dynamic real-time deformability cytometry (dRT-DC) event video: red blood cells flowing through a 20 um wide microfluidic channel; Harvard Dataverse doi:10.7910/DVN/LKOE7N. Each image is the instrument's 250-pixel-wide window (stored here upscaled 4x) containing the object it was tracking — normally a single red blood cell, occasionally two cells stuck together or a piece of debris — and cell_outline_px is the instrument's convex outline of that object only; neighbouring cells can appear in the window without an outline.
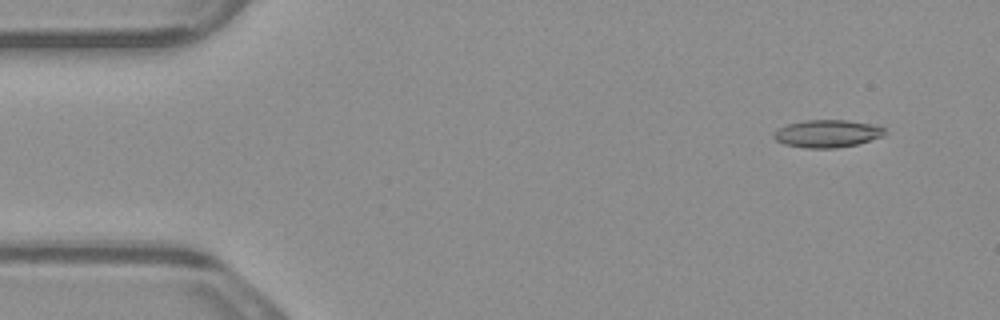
{"species": "common noctule bat (a hibernating species)", "species_latin": "Nyctalus noctula", "temperature_condition": "warm", "stored_images_in_passage": 6, "camera_frame_rate_fps": 3000, "um_per_image_px": 0.085, "animal": {"sex": "male", "body_mass_g": 23.1, "forearm_length_mm": 52.7}, "frame": {"image": 1, "passage_image": 2, "time_ms": 0.333, "image_size_px": [1000, 320], "cell_outline_px": [[884, 136], [856, 144], [836, 148], [804, 148], [784, 144], [776, 140], [772, 136], [772, 132], [776, 128], [788, 124], [804, 120], [848, 120], [872, 124], [884, 128]], "centroid_in_image_um": [70.26, 11.35], "position_along_channel_um": 14.7, "area_um2": 17.92}}
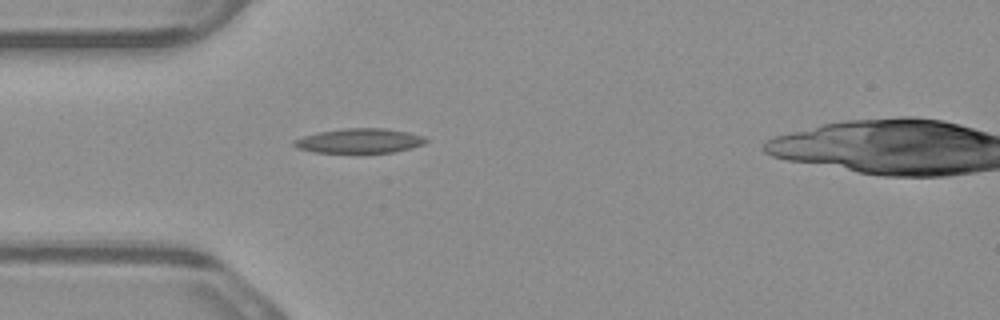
{"frame": {"image": 2, "passage_image": 5, "time_ms": 1.333, "image_size_px": [1000, 320], "cell_outline_px": [[428, 140], [424, 144], [412, 148], [392, 152], [312, 152], [296, 148], [292, 144], [292, 140], [304, 136], [320, 132], [344, 128], [384, 128], [408, 132], [424, 136]], "centroid_in_image_um": [30.55, 11.96], "position_along_channel_um": 54.4, "area_um2": 18.84}}